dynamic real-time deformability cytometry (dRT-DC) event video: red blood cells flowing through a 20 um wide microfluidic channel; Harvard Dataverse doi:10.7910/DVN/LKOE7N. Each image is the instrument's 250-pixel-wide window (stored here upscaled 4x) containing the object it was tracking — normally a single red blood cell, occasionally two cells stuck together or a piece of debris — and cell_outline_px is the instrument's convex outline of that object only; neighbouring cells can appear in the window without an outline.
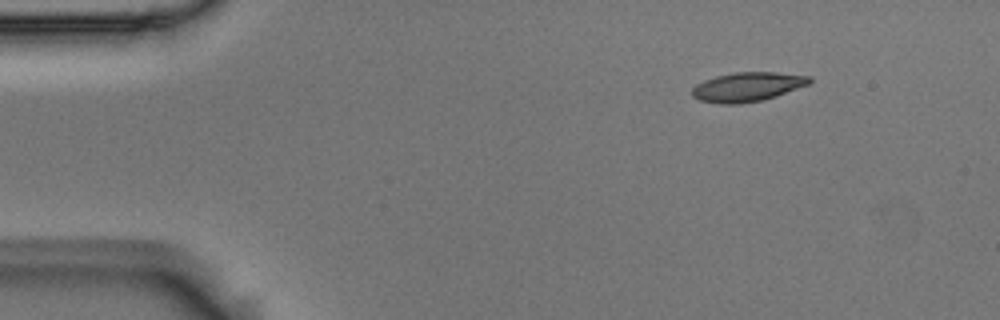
{"species": "Egyptian fruit bat (a non-hibernating species)", "species_latin": "Rousettus aegyptiacus", "temperature_condition": "room temperature", "stored_images_in_passage": 11, "camera_frame_rate_fps": 3000, "um_per_image_px": 0.085, "animal": {"sex": "male"}, "frame": {"image": 1, "passage_image": 1, "time_ms": 0.0, "image_size_px": [1000, 320], "cell_outline_px": [[812, 80], [808, 84], [776, 96], [760, 100], [740, 104], [720, 104], [700, 100], [692, 96], [692, 88], [696, 84], [704, 80], [716, 76], [736, 72], [776, 72], [812, 76]], "centroid_in_image_um": [63.52, 7.38], "position_along_channel_um": 21.5, "area_um2": 19.94}}